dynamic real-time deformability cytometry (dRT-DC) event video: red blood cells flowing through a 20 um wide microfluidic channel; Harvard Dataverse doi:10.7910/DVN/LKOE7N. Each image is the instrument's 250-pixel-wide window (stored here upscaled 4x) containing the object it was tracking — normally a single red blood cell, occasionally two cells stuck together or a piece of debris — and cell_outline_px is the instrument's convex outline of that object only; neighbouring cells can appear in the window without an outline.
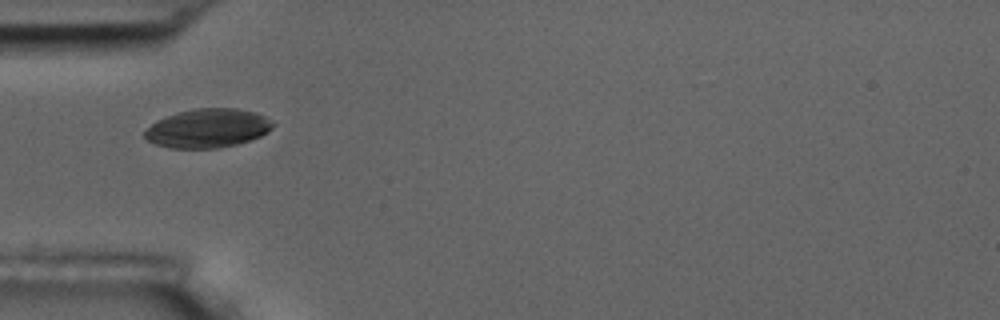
{"species": "common noctule bat (a hibernating species)", "species_latin": "Nyctalus noctula", "temperature_condition": "room temperature", "stored_images_in_passage": 7, "camera_frame_rate_fps": 3000, "um_per_image_px": 0.085, "animal": {"sex": "male", "body_mass_g": 17.5, "forearm_length_mm": 52.3}, "frame": {"image": 1, "passage_image": 3, "time_ms": 2.333, "image_size_px": [1000, 320], "cell_outline_px": [[276, 124], [268, 132], [260, 136], [236, 144], [220, 148], [168, 148], [156, 144], [148, 140], [144, 136], [144, 132], [156, 120], [176, 112], [196, 108], [236, 108], [256, 112], [268, 116]], "centroid_in_image_um": [17.69, 10.89], "position_along_channel_um": 67.3, "area_um2": 29.25}}
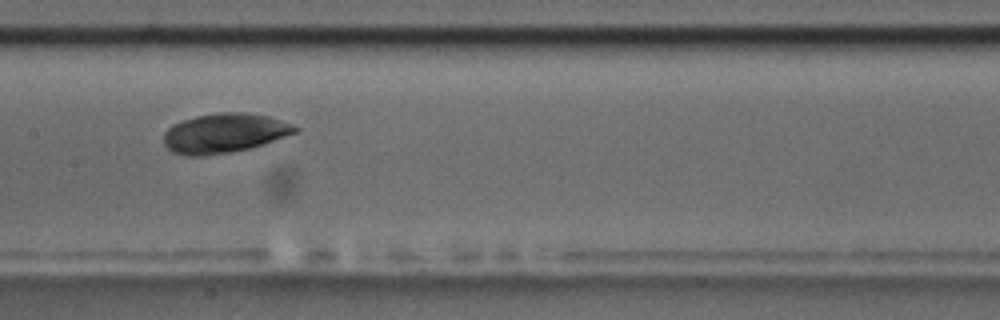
{"frame": {"image": 2, "passage_image": 6, "time_ms": 5.667, "image_size_px": [1000, 320], "cell_outline_px": [[300, 128], [296, 132], [264, 144], [248, 148], [228, 152], [200, 156], [184, 156], [172, 152], [164, 144], [164, 132], [172, 124], [196, 116], [220, 112], [244, 112], [268, 116], [292, 124]], "centroid_in_image_um": [19.04, 11.31], "position_along_channel_um": 188.4, "area_um2": 30.06}}
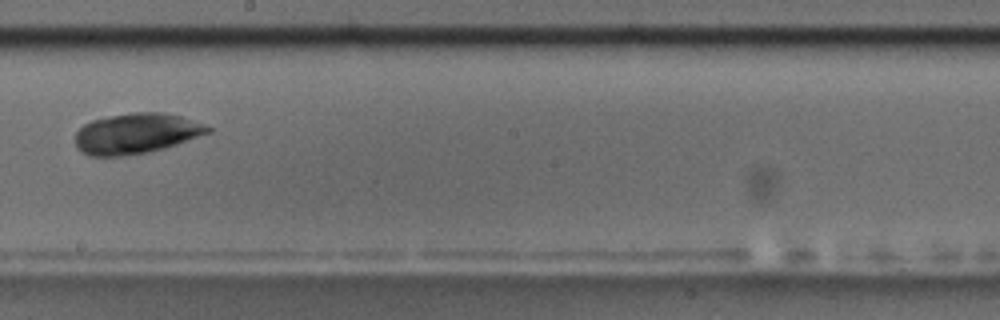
{"frame": {"image": 3, "passage_image": 7, "time_ms": 7.0, "image_size_px": [1000, 320], "cell_outline_px": [[212, 132], [164, 148], [148, 152], [120, 156], [88, 156], [80, 152], [76, 148], [76, 132], [84, 124], [92, 120], [132, 112], [164, 112], [180, 116], [204, 124], [212, 128]], "centroid_in_image_um": [11.57, 11.35], "position_along_channel_um": 236.6, "area_um2": 31.21}}